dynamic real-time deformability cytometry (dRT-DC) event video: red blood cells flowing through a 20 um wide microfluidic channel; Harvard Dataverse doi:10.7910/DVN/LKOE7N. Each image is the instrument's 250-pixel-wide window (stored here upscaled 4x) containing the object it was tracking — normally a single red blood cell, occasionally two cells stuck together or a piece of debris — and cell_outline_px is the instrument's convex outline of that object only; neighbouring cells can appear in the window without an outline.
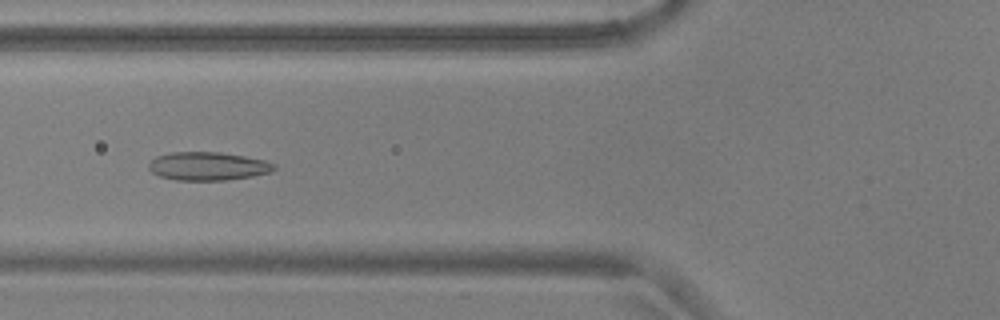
{"species": "common noctule bat (a hibernating species)", "species_latin": "Nyctalus noctula", "temperature_condition": "warm", "stored_images_in_passage": 54, "camera_frame_rate_fps": 3000, "um_per_image_px": 0.085, "animal": {"sex": "male", "body_mass_g": 17.9, "forearm_length_mm": 54.2}, "frame": {"image": 1, "passage_image": 20, "time_ms": 6.333, "image_size_px": [1000, 320], "cell_outline_px": [[276, 168], [272, 172], [252, 176], [224, 180], [176, 180], [160, 176], [152, 172], [148, 168], [148, 164], [156, 156], [172, 152], [220, 152], [244, 156], [264, 160], [276, 164]], "centroid_in_image_um": [17.68, 14.12], "position_along_channel_um": 108.1, "area_um2": 20.69}}
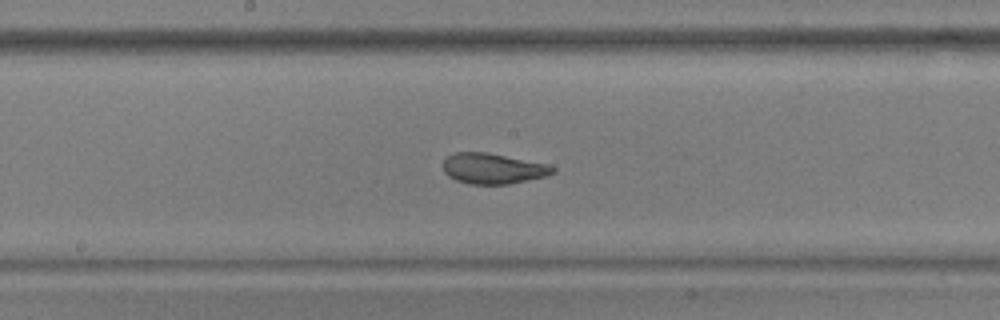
{"frame": {"image": 2, "passage_image": 28, "time_ms": 9.0, "image_size_px": [1000, 320], "cell_outline_px": [[556, 172], [544, 176], [508, 184], [472, 184], [456, 180], [448, 176], [444, 172], [444, 160], [448, 156], [456, 152], [488, 152], [548, 164], [556, 168]], "centroid_in_image_um": [41.91, 14.32], "position_along_channel_um": 206.3, "area_um2": 19.42}}
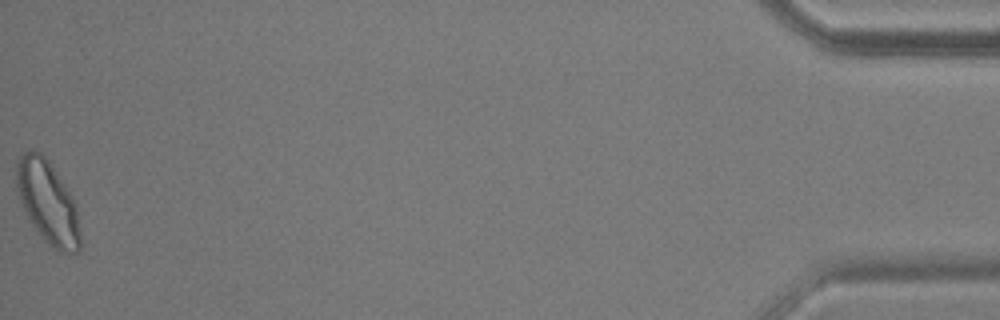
{"frame": {"image": 3, "passage_image": 54, "time_ms": 17.667, "image_size_px": [1000, 320], "cell_outline_px": [[80, 252], [60, 252], [48, 244], [44, 240], [32, 224], [24, 212], [16, 188], [16, 160], [28, 148], [32, 148], [40, 152], [48, 160], [72, 196], [76, 208], [80, 232]], "centroid_in_image_um": [4.03, 17.16], "position_along_channel_um": 431.2, "area_um2": 30.81}, "authors_computed_cell_mechanics": {"area_um2": 21.5594, "velocity_mm_per_s": 3.6704, "shape_relaxation_time_tau1_ms": 6.0051, "shape_relaxation_time_tau2_ms": 1.0176, "deformation_change_tau1": 0.1336, "deformation_change_tau2": 0.0607}}